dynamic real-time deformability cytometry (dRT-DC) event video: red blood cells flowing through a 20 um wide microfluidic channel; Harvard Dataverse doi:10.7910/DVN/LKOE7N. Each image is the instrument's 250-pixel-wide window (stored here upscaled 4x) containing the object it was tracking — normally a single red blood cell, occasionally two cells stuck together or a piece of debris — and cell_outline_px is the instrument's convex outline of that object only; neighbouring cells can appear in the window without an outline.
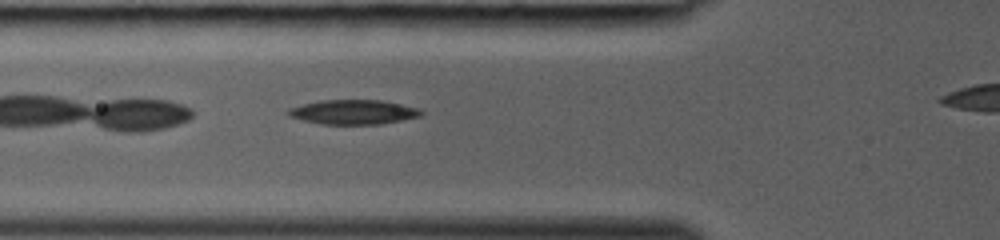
{"species": "common noctule bat (a hibernating species)", "species_latin": "Nyctalus noctula", "temperature_condition": "room temperature", "stored_images_in_passage": 24, "camera_frame_rate_fps": 3000, "um_per_image_px": 0.085, "animal": {"sex": "female", "body_mass_g": 19.0, "forearm_length_mm": 53.3}, "frame": {"image": 1, "passage_image": 3, "time_ms": 0.667, "image_size_px": [1000, 240], "cell_outline_px": [[424, 112], [420, 116], [380, 124], [320, 124], [288, 116], [288, 108], [320, 100], [380, 100], [420, 108]], "centroid_in_image_um": [30.04, 9.52], "position_along_channel_um": 95.8, "area_um2": 18.84}}
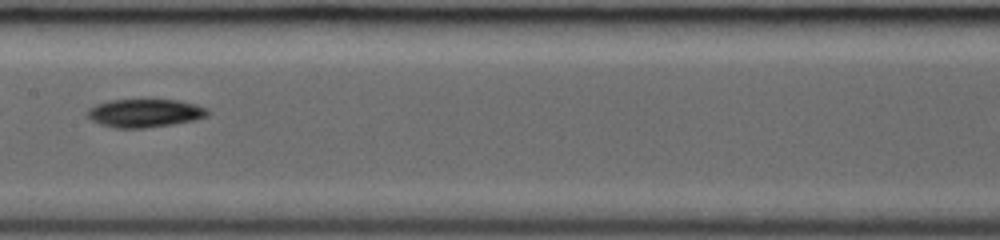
{"frame": {"image": 2, "passage_image": 9, "time_ms": 2.667, "image_size_px": [1000, 240], "cell_outline_px": [[208, 116], [196, 120], [172, 124], [144, 128], [116, 128], [100, 124], [92, 120], [88, 116], [88, 108], [96, 104], [108, 100], [180, 100], [196, 104], [208, 108]], "centroid_in_image_um": [12.33, 9.61], "position_along_channel_um": 195.1, "area_um2": 19.83}}
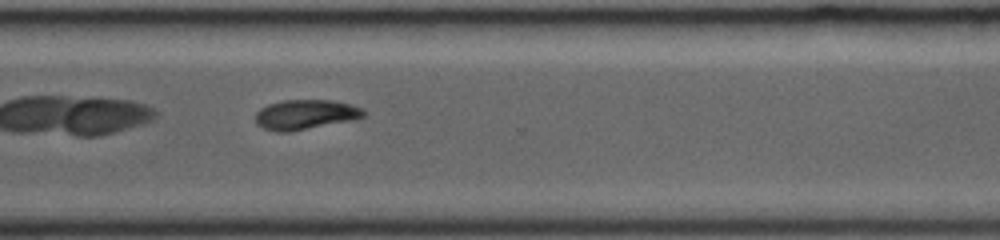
{"frame": {"image": 3, "passage_image": 18, "time_ms": 5.667, "image_size_px": [1000, 240], "cell_outline_px": [[368, 112], [364, 116], [356, 120], [288, 132], [276, 132], [264, 128], [256, 124], [256, 112], [260, 108], [268, 104], [284, 100], [332, 100], [352, 104], [364, 108]], "centroid_in_image_um": [26.02, 9.74], "position_along_channel_um": 344.6, "area_um2": 19.13}}